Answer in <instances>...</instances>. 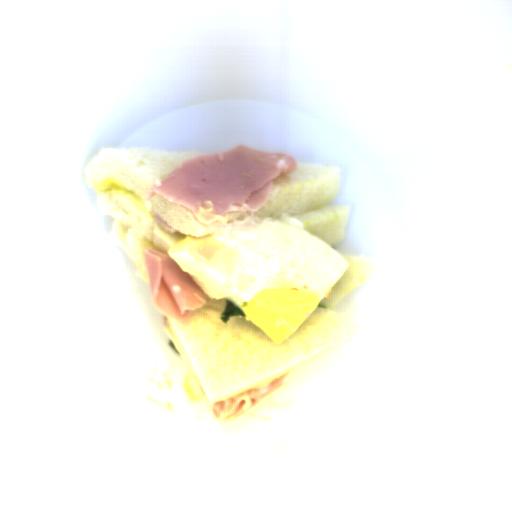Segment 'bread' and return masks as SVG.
I'll return each instance as SVG.
<instances>
[{
    "mask_svg": "<svg viewBox=\"0 0 512 512\" xmlns=\"http://www.w3.org/2000/svg\"><path fill=\"white\" fill-rule=\"evenodd\" d=\"M204 153L145 146L100 148L83 169L95 211L113 218L110 237L136 266L135 277L151 289L144 246L169 254L182 272L203 284L206 303L189 325L168 317L164 331L215 402L264 387L309 357L353 337L357 326L333 310L372 274L373 258L341 252L349 205H328L340 194V168L297 162L291 173L272 179L274 187L256 212H227L225 222L204 226L191 211L159 195L146 200L152 185L186 159ZM112 177L133 190L176 232L164 228L115 190H95ZM299 288L322 296L313 314L285 341L275 344L245 317L223 325L225 299L238 305L262 291Z\"/></svg>",
    "mask_w": 512,
    "mask_h": 512,
    "instance_id": "bread-1",
    "label": "bread"
}]
</instances>
